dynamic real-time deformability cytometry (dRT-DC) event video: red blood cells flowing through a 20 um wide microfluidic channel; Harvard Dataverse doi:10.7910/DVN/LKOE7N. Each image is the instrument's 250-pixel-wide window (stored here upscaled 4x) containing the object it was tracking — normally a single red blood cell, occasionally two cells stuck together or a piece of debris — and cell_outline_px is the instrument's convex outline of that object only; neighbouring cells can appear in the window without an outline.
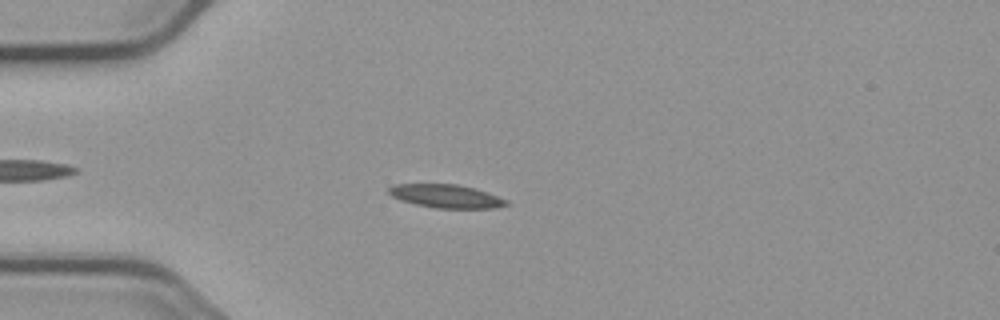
{"species": "common noctule bat (a hibernating species)", "species_latin": "Nyctalus noctula", "temperature_condition": "cold", "stored_images_in_passage": 56, "camera_frame_rate_fps": 3000, "um_per_image_px": 0.085, "animal": {"sex": "male", "body_mass_g": 23.1, "forearm_length_mm": 52.7}, "frame": {"image": 1, "passage_image": 15, "time_ms": 4.667, "image_size_px": [1000, 320], "cell_outline_px": [[512, 204], [496, 208], [436, 208], [416, 204], [400, 200], [392, 196], [388, 192], [388, 188], [392, 184], [456, 184], [476, 188], [508, 200]], "centroid_in_image_um": [37.95, 16.67], "position_along_channel_um": 47.1, "area_um2": 16.13}}
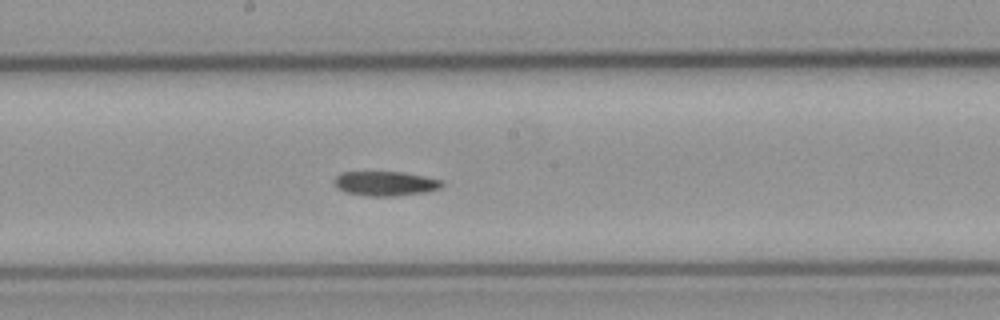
{"frame": {"image": 2, "passage_image": 30, "time_ms": 9.667, "image_size_px": [1000, 320], "cell_outline_px": [[444, 184], [440, 188], [428, 192], [396, 196], [368, 196], [344, 192], [332, 180], [340, 172], [404, 172], [424, 176], [440, 180]], "centroid_in_image_um": [32.76, 15.6], "position_along_channel_um": 215.4, "area_um2": 15.43}}
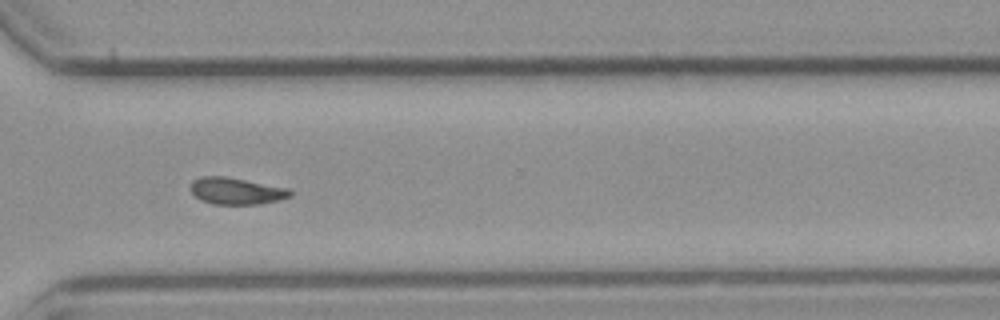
{"frame": {"image": 3, "passage_image": 41, "time_ms": 13.333, "image_size_px": [1000, 320], "cell_outline_px": [[292, 196], [280, 200], [260, 204], [212, 204], [200, 200], [192, 192], [192, 180], [200, 176], [224, 176], [288, 188], [292, 192]], "centroid_in_image_um": [20.1, 16.24], "position_along_channel_um": 350.5, "area_um2": 15.49}}